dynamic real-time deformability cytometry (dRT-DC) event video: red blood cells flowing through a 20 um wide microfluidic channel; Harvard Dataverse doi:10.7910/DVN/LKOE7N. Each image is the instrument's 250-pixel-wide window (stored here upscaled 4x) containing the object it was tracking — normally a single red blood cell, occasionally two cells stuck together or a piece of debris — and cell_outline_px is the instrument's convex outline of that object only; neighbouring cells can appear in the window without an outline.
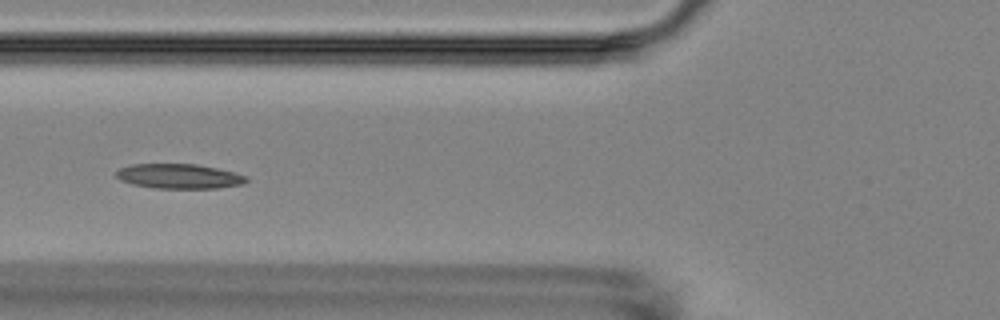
{"species": "Egyptian fruit bat (a non-hibernating species)", "species_latin": "Rousettus aegyptiacus", "temperature_condition": "room temperature", "stored_images_in_passage": 6, "camera_frame_rate_fps": 3000, "um_per_image_px": 0.085, "animal": {"sex": "female"}, "frame": {"image": 1, "passage_image": 6, "time_ms": 6.667, "image_size_px": [1000, 320], "cell_outline_px": [[248, 180], [244, 184], [216, 188], [156, 188], [132, 184], [120, 180], [116, 176], [116, 172], [120, 168], [132, 164], [196, 164], [216, 168], [248, 176]], "centroid_in_image_um": [15.22, 14.98], "position_along_channel_um": 110.6, "area_um2": 18.67}}